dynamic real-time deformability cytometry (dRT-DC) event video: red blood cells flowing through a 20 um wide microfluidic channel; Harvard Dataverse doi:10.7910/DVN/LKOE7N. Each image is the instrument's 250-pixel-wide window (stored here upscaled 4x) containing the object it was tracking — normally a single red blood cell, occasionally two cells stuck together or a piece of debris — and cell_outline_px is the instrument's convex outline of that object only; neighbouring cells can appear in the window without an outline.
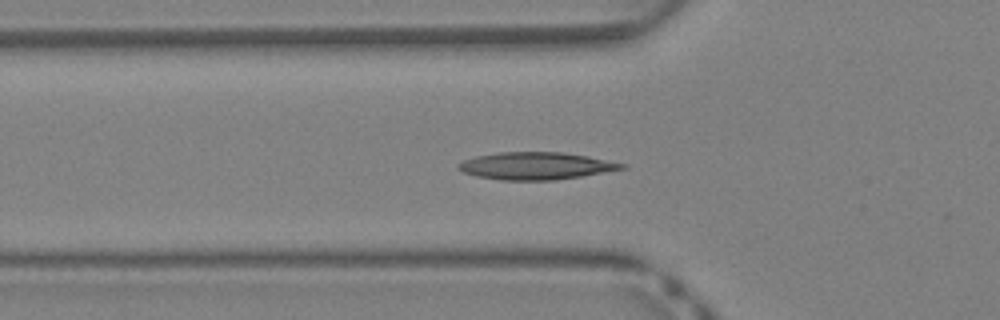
{"species": "Egyptian fruit bat (a non-hibernating species)", "species_latin": "Rousettus aegyptiacus", "temperature_condition": "warm", "stored_images_in_passage": 39, "camera_frame_rate_fps": 3000, "um_per_image_px": 0.085, "animal": {"sex": "female"}, "frame": {"image": 1, "passage_image": 11, "time_ms": 3.333, "image_size_px": [1000, 320], "cell_outline_px": [[628, 168], [580, 176], [552, 180], [500, 180], [476, 176], [464, 172], [456, 168], [456, 164], [464, 160], [476, 156], [500, 152], [564, 152], [588, 156], [628, 164]], "centroid_in_image_um": [45.56, 14.09], "position_along_channel_um": 80.2, "area_um2": 26.07}}
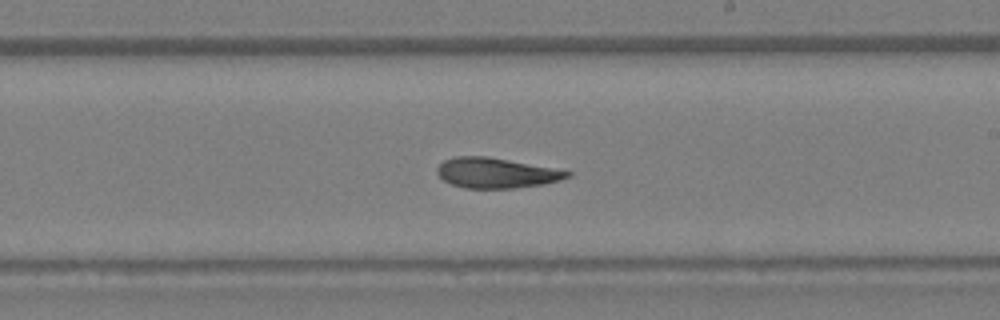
{"frame": {"image": 2, "passage_image": 21, "time_ms": 6.667, "image_size_px": [1000, 320], "cell_outline_px": [[572, 176], [560, 180], [540, 184], [512, 188], [464, 188], [452, 184], [444, 180], [436, 172], [436, 168], [444, 160], [456, 156], [484, 156], [508, 160], [572, 172]], "centroid_in_image_um": [42.13, 14.7], "position_along_channel_um": 246.9, "area_um2": 22.48}}
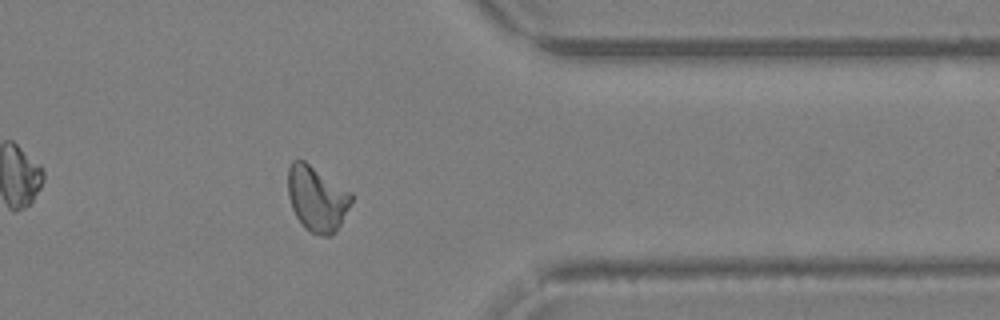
{"frame": {"image": 3, "passage_image": 30, "time_ms": 9.667, "image_size_px": [1000, 320], "cell_outline_px": [[352, 200], [340, 224], [328, 236], [324, 236], [312, 232], [304, 228], [296, 216], [292, 208], [288, 196], [288, 168], [292, 160], [304, 160], [352, 192]], "centroid_in_image_um": [26.91, 16.85], "position_along_channel_um": 384.5, "area_um2": 23.87}, "authors_computed_cell_mechanics": {"area_um2": 24.0448, "velocity_mm_per_s": 4.9895, "shape_relaxation_time_tau1_ms": null, "shape_relaxation_time_tau2_ms": 4.2071, "deformation_change_tau1": null, "deformation_change_tau2": 0.1284}}